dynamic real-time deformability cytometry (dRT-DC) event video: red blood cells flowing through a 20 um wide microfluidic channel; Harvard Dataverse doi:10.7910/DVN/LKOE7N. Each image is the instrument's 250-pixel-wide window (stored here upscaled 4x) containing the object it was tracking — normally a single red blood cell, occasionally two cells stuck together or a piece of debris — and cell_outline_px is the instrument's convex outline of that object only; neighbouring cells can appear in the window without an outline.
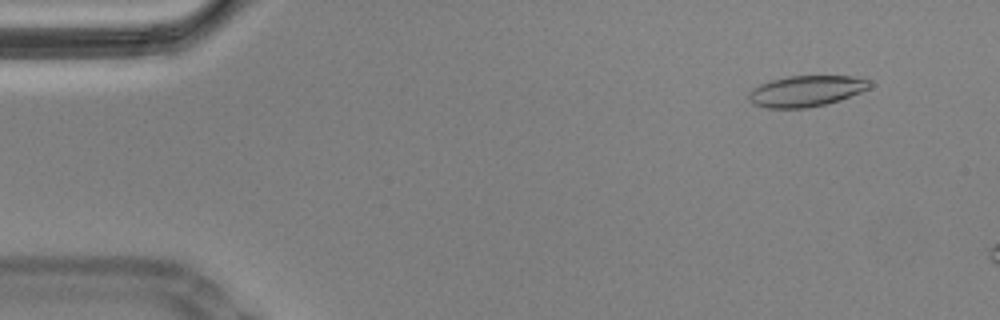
{"species": "Egyptian fruit bat (a non-hibernating species)", "species_latin": "Rousettus aegyptiacus", "temperature_condition": "cold", "stored_images_in_passage": 11, "camera_frame_rate_fps": 3000, "um_per_image_px": 0.085, "animal": {"sex": "male"}, "frame": {"image": 1, "passage_image": 5, "time_ms": 1.333, "image_size_px": [1000, 320], "cell_outline_px": [[872, 84], [868, 88], [860, 92], [840, 100], [824, 104], [804, 108], [764, 108], [752, 104], [748, 96], [748, 92], [752, 88], [760, 84], [772, 80], [788, 76], [852, 76], [868, 80]], "centroid_in_image_um": [68.47, 7.74], "position_along_channel_um": 16.5, "area_um2": 21.73}}